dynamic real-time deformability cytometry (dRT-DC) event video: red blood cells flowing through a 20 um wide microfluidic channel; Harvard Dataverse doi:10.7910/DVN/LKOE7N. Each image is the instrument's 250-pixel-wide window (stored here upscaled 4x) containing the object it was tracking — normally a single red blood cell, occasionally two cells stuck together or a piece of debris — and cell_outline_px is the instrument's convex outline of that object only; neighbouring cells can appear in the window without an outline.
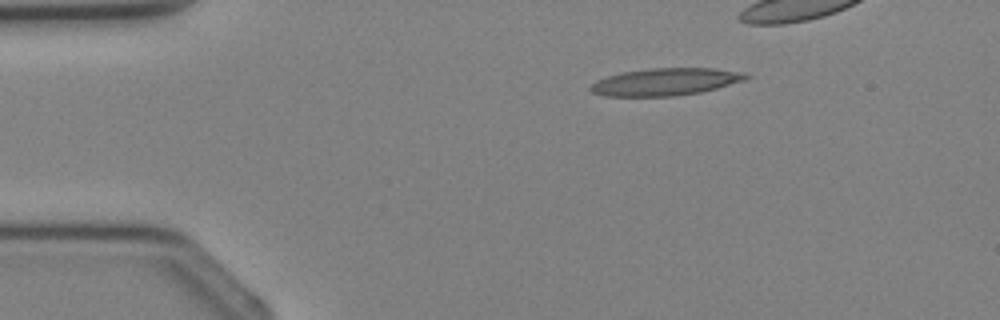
{"species": "Egyptian fruit bat (a non-hibernating species)", "species_latin": "Rousettus aegyptiacus", "temperature_condition": "cold", "stored_images_in_passage": 4, "camera_frame_rate_fps": 3000, "um_per_image_px": 0.085, "animal": {"sex": "female"}, "frame": {"image": 1, "passage_image": 2, "time_ms": 1.333, "image_size_px": [1000, 320], "cell_outline_px": [[752, 76], [744, 80], [716, 88], [700, 92], [672, 96], [604, 96], [592, 92], [588, 88], [596, 80], [608, 76], [624, 72], [648, 68], [716, 68], [744, 72]], "centroid_in_image_um": [56.57, 6.95], "position_along_channel_um": 28.4, "area_um2": 24.68}}